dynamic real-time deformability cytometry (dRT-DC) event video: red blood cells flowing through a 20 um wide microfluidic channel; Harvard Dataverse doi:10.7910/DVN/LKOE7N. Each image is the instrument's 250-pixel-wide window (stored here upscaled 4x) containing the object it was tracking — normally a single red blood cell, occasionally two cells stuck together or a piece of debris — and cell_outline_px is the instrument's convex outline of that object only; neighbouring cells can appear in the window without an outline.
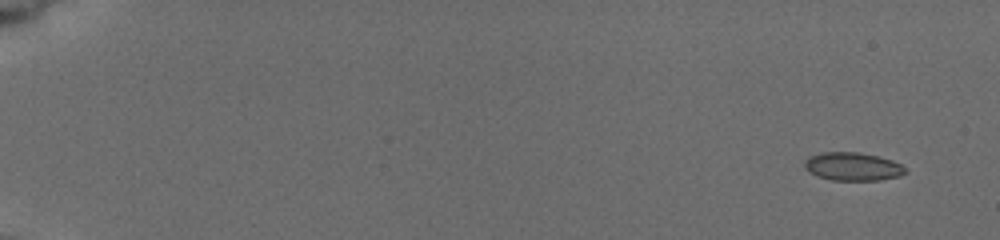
{"species": "common noctule bat (a hibernating species)", "species_latin": "Nyctalus noctula", "temperature_condition": "cold", "stored_images_in_passage": 7, "camera_frame_rate_fps": 3000, "um_per_image_px": 0.085, "animal": {"sex": "female", "body_mass_g": 19.5, "forearm_length_mm": 54.1}, "frame": {"image": 1, "passage_image": 1, "time_ms": 0.0, "image_size_px": [1000, 240], "cell_outline_px": [[908, 172], [900, 176], [880, 180], [832, 180], [816, 176], [808, 172], [804, 168], [804, 160], [812, 156], [824, 152], [860, 152], [880, 156], [892, 160], [900, 164]], "centroid_in_image_um": [72.48, 14.16], "position_along_channel_um": 12.5, "area_um2": 16.7}}
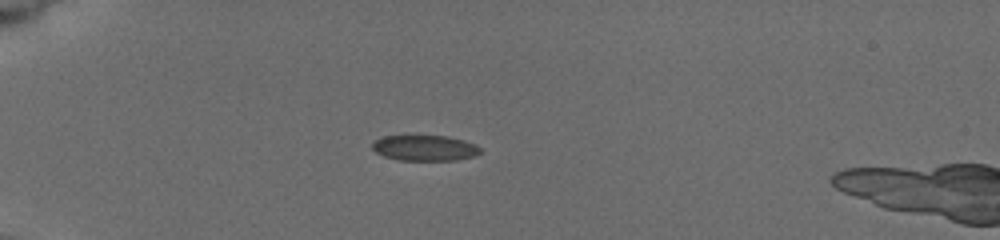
{"frame": {"image": 2, "passage_image": 7, "time_ms": 4.667, "image_size_px": [1000, 240], "cell_outline_px": [[480, 152], [476, 156], [456, 160], [400, 160], [384, 156], [376, 152], [372, 148], [372, 144], [376, 140], [384, 136], [444, 136], [464, 140], [480, 148]], "centroid_in_image_um": [36.1, 12.58], "position_along_channel_um": 48.9, "area_um2": 15.9}}